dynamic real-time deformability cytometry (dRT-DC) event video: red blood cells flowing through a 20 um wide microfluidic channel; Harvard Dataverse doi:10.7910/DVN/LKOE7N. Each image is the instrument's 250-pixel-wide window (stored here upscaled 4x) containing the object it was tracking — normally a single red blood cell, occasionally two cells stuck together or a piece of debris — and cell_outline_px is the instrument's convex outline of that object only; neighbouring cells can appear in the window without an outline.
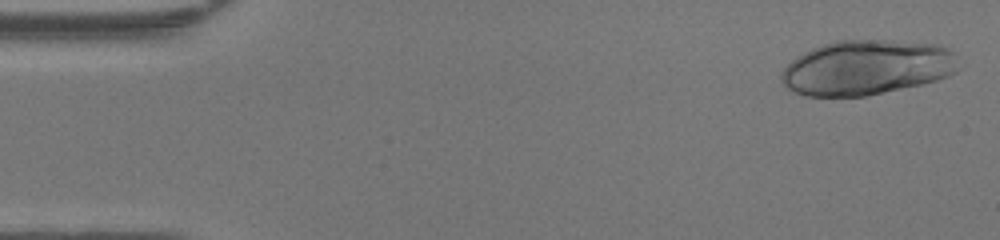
{"species": "human", "species_latin": "Homo sapiens", "temperature_condition": "warm", "stored_images_in_passage": 47, "camera_frame_rate_fps": 3000, "um_per_image_px": 0.085, "donor": {"sex": "female"}, "frame": {"image": 1, "passage_image": 2, "time_ms": 0.333, "image_size_px": [1000, 240], "cell_outline_px": [[960, 68], [956, 72], [948, 76], [936, 80], [920, 84], [868, 96], [804, 96], [792, 92], [780, 80], [780, 76], [784, 68], [796, 56], [812, 48], [836, 40], [892, 40], [932, 44], [948, 48], [952, 52]], "centroid_in_image_um": [73.65, 5.74], "position_along_channel_um": 11.4, "area_um2": 56.7}}